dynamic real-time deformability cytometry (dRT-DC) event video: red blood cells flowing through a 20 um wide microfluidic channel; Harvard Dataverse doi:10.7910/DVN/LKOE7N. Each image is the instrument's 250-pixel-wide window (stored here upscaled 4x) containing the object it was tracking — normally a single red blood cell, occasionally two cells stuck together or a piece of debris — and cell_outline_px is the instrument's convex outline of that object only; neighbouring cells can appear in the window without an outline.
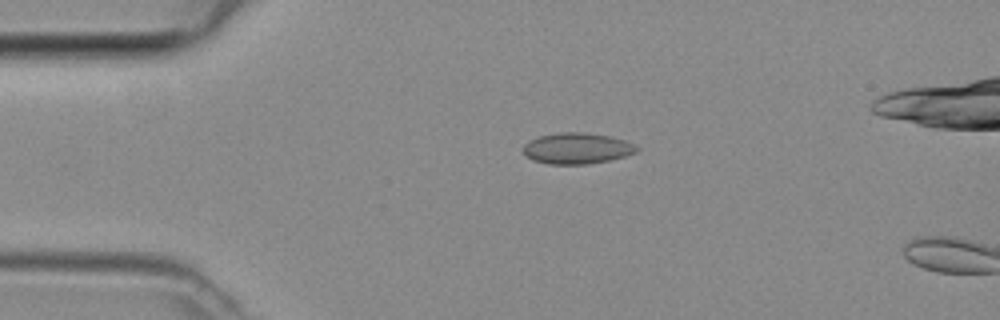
{"species": "common noctule bat (a hibernating species)", "species_latin": "Nyctalus noctula", "temperature_condition": "room temperature", "stored_images_in_passage": 4, "camera_frame_rate_fps": 3000, "um_per_image_px": 0.085, "animal": {"sex": "female", "body_mass_g": 29.2, "forearm_length_mm": 56.3}, "frame": {"image": 1, "passage_image": 3, "time_ms": 0.667, "image_size_px": [1000, 320], "cell_outline_px": [[640, 148], [636, 152], [624, 156], [608, 160], [584, 164], [548, 164], [532, 160], [520, 148], [528, 140], [540, 136], [560, 132], [588, 132], [612, 136], [636, 144]], "centroid_in_image_um": [49.03, 12.59], "position_along_channel_um": 36.0, "area_um2": 20.69}}